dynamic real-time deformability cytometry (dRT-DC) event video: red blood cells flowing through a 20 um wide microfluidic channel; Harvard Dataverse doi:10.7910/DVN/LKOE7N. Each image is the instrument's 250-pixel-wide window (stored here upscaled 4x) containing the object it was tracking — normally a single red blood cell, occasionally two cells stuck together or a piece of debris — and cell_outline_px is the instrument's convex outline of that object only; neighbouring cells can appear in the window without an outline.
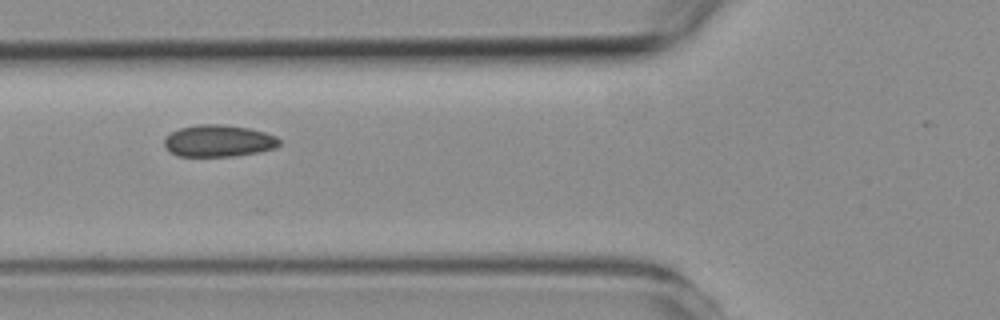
{"species": "common noctule bat (a hibernating species)", "species_latin": "Nyctalus noctula", "temperature_condition": "room temperature", "stored_images_in_passage": 7, "camera_frame_rate_fps": 3000, "um_per_image_px": 0.085, "animal": {"sex": "female", "body_mass_g": 19.3, "forearm_length_mm": 54.1}, "frame": {"image": 1, "passage_image": 6, "time_ms": 5.667, "image_size_px": [1000, 320], "cell_outline_px": [[280, 144], [276, 148], [256, 152], [232, 156], [176, 156], [164, 144], [164, 140], [172, 132], [180, 128], [200, 124], [220, 124], [248, 128], [264, 132], [276, 136], [280, 140]], "centroid_in_image_um": [18.6, 11.97], "position_along_channel_um": 107.2, "area_um2": 21.1}}